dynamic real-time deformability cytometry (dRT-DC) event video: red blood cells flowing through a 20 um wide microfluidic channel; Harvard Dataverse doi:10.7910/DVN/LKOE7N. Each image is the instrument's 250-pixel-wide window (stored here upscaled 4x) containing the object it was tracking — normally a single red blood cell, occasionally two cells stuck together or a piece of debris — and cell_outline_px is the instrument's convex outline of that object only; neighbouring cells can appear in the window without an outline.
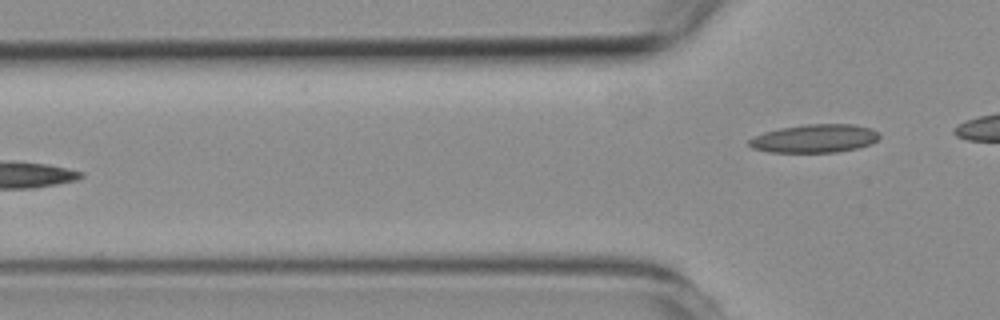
{"species": "common noctule bat (a hibernating species)", "species_latin": "Nyctalus noctula", "temperature_condition": "room temperature", "stored_images_in_passage": 4, "camera_frame_rate_fps": 3000, "um_per_image_px": 0.085, "animal": {"sex": "female", "body_mass_g": 19.3, "forearm_length_mm": 54.1}, "frame": {"image": 1, "passage_image": 4, "time_ms": 3.667, "image_size_px": [1000, 320], "cell_outline_px": [[880, 136], [872, 144], [856, 148], [836, 152], [768, 152], [752, 148], [748, 144], [748, 140], [764, 132], [780, 128], [808, 124], [852, 124], [872, 128]], "centroid_in_image_um": [69.24, 11.77], "position_along_channel_um": 56.6, "area_um2": 21.39}}